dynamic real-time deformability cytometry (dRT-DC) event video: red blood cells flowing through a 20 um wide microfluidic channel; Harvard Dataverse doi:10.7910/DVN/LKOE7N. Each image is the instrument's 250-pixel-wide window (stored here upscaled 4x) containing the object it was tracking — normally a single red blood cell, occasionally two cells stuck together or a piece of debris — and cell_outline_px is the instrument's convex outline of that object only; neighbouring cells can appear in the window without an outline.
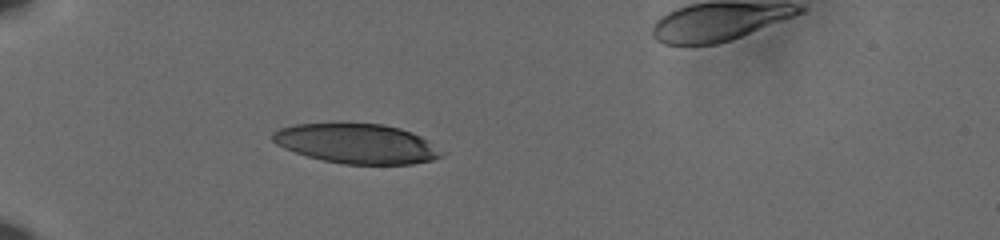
{"species": "human", "species_latin": "Homo sapiens", "temperature_condition": "cold", "stored_images_in_passage": 41, "camera_frame_rate_fps": 3000, "um_per_image_px": 0.085, "donor": {"sex": "male"}, "frame": {"image": 1, "passage_image": 1, "time_ms": 0.0, "image_size_px": [1000, 240], "cell_outline_px": [[448, 152], [444, 156], [432, 160], [412, 164], [344, 164], [324, 160], [308, 156], [284, 148], [276, 144], [272, 140], [272, 132], [280, 128], [296, 124], [380, 124], [400, 128], [412, 132], [428, 140]], "centroid_in_image_um": [30.4, 12.22], "position_along_channel_um": 54.6, "area_um2": 39.07}}
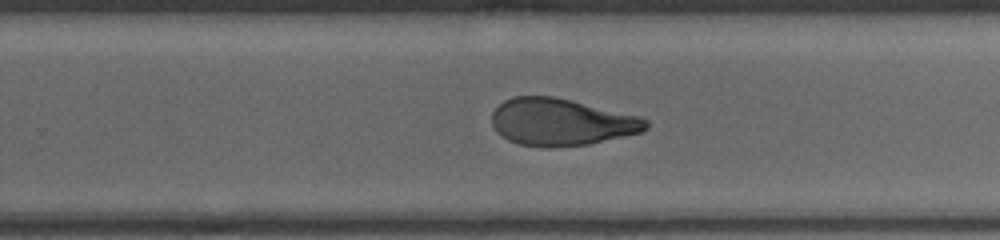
{"frame": {"image": 2, "passage_image": 22, "time_ms": 7.0, "image_size_px": [1000, 240], "cell_outline_px": [[648, 128], [640, 132], [588, 144], [552, 148], [540, 148], [520, 144], [508, 140], [496, 132], [492, 124], [492, 112], [504, 100], [512, 96], [552, 96], [640, 116], [648, 120]], "centroid_in_image_um": [47.67, 10.38], "position_along_channel_um": 282.1, "area_um2": 42.25}}
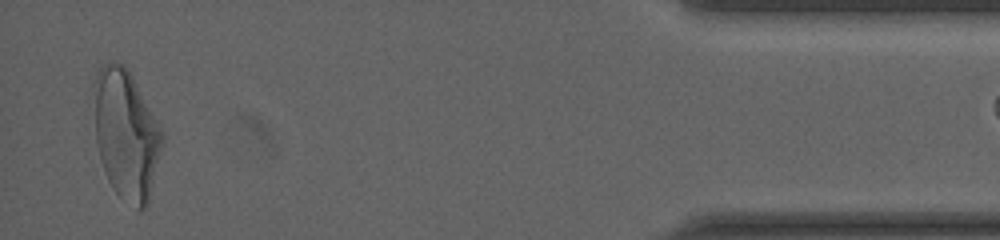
{"frame": {"image": 3, "passage_image": 39, "time_ms": 12.667, "image_size_px": [1000, 240], "cell_outline_px": [[164, 140], [148, 204], [140, 212], [120, 196], [112, 188], [108, 180], [100, 156], [96, 140], [92, 88], [92, 80], [96, 72], [104, 64], [112, 60], [124, 64], [128, 68], [164, 132]], "centroid_in_image_um": [10.71, 11.37], "position_along_channel_um": 424.5, "area_um2": 52.08}}